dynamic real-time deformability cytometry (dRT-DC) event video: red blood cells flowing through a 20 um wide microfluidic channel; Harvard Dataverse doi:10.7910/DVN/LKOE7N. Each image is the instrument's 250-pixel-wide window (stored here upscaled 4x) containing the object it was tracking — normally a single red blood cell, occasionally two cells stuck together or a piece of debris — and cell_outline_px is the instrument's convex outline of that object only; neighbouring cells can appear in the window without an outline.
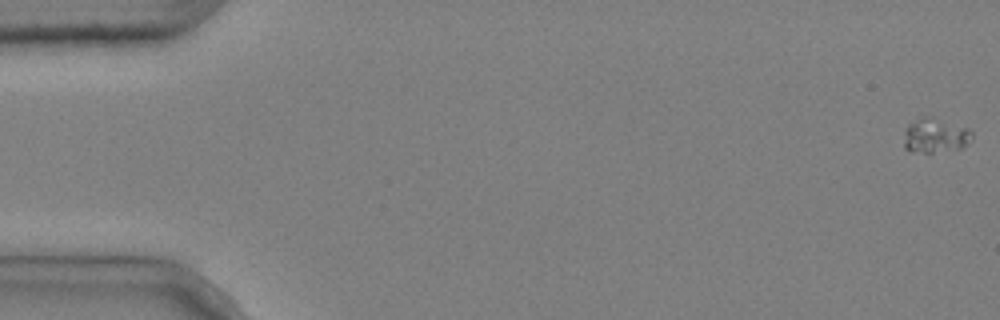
{"species": "common noctule bat (a hibernating species)", "species_latin": "Nyctalus noctula", "temperature_condition": "cold", "stored_images_in_passage": 6, "camera_frame_rate_fps": 3000, "um_per_image_px": 0.085, "animal": {"sex": "male", "body_mass_g": 20.4}, "frame": {"image": 1, "passage_image": 1, "time_ms": 0.0, "image_size_px": [1000, 320], "cell_outline_px": [[972, 140], [968, 144], [960, 148], [932, 152], [912, 152], [904, 148], [904, 132], [908, 124], [924, 116], [928, 116], [968, 128], [972, 132]], "centroid_in_image_um": [79.48, 11.53], "position_along_channel_um": 5.5, "area_um2": 13.58}}
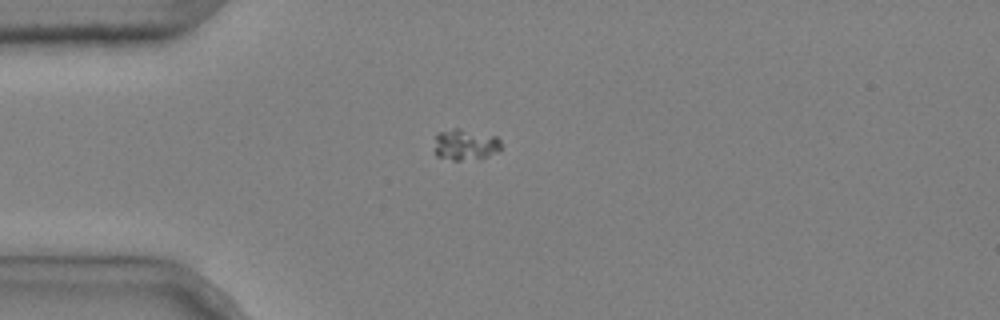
{"frame": {"image": 2, "passage_image": 5, "time_ms": 1.333, "image_size_px": [1000, 320], "cell_outline_px": [[500, 152], [480, 160], [452, 160], [436, 156], [436, 132], [452, 128], [460, 128], [496, 136], [500, 140]], "centroid_in_image_um": [39.59, 12.3], "position_along_channel_um": 45.4, "area_um2": 12.43}}
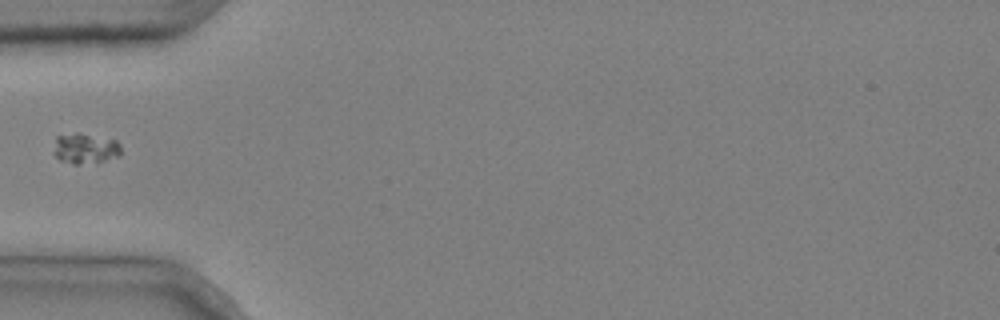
{"frame": {"image": 3, "passage_image": 6, "time_ms": 1.667, "image_size_px": [1000, 320], "cell_outline_px": [[120, 156], [104, 160], [80, 164], [72, 164], [60, 160], [52, 152], [56, 136], [76, 132], [80, 132], [116, 140], [120, 144]], "centroid_in_image_um": [7.21, 12.6], "position_along_channel_um": 77.8, "area_um2": 12.08}}